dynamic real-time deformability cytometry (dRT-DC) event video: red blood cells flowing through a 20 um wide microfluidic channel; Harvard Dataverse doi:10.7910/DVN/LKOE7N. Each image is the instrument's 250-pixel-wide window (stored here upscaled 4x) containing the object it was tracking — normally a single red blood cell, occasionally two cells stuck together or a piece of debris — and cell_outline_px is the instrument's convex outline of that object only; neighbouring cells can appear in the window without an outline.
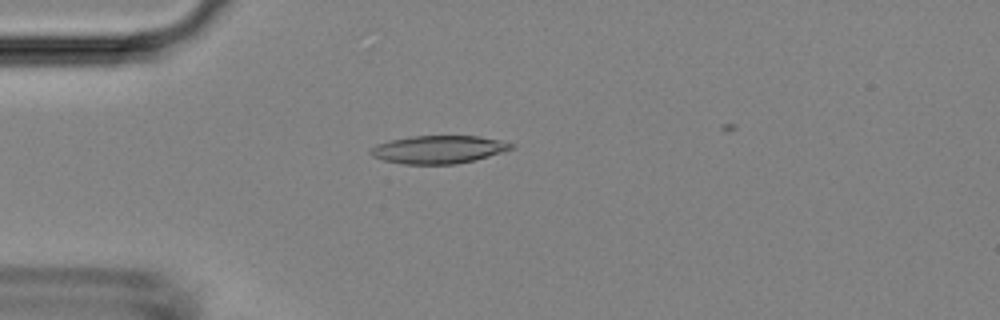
{"species": "Egyptian fruit bat (a non-hibernating species)", "species_latin": "Rousettus aegyptiacus", "temperature_condition": "room temperature", "stored_images_in_passage": 5, "camera_frame_rate_fps": 3000, "um_per_image_px": 0.085, "animal": {"sex": "female"}, "frame": {"image": 1, "passage_image": 4, "time_ms": 4.0, "image_size_px": [1000, 320], "cell_outline_px": [[516, 148], [504, 152], [476, 160], [456, 164], [404, 164], [384, 160], [372, 156], [368, 152], [376, 144], [392, 140], [412, 136], [480, 136], [504, 140], [512, 144]], "centroid_in_image_um": [37.34, 12.7], "position_along_channel_um": 47.7, "area_um2": 23.06}}